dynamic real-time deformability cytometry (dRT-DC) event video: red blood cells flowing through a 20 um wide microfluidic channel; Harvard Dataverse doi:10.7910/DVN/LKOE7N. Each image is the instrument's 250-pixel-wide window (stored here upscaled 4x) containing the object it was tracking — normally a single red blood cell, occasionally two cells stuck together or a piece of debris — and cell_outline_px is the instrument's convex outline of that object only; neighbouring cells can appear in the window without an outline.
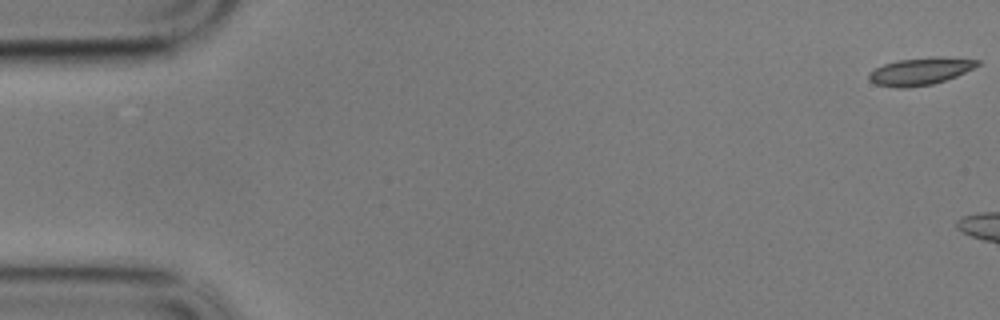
{"species": "common noctule bat (a hibernating species)", "species_latin": "Nyctalus noctula", "temperature_condition": "cold", "stored_images_in_passage": 6, "camera_frame_rate_fps": 3000, "um_per_image_px": 0.085, "animal": {"sex": "male", "body_mass_g": 17.9}, "frame": {"image": 1, "passage_image": 1, "time_ms": 0.0, "image_size_px": [1000, 320], "cell_outline_px": [[980, 64], [956, 76], [932, 84], [908, 88], [896, 88], [876, 84], [868, 80], [868, 72], [872, 68], [896, 60], [932, 56], [940, 56], [980, 60]], "centroid_in_image_um": [78.16, 6.05], "position_along_channel_um": 6.8, "area_um2": 17.51}}